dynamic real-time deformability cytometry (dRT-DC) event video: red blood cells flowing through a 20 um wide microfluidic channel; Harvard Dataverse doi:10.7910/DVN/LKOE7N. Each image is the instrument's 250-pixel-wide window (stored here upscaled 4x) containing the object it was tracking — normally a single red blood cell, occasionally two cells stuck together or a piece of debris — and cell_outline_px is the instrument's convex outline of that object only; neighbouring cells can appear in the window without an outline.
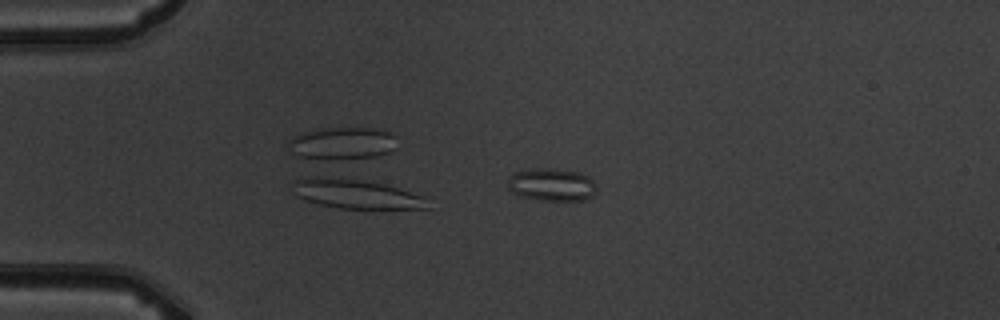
{"species": "common noctule bat (a hibernating species)", "species_latin": "Nyctalus noctula", "temperature_condition": "warm", "stored_images_in_passage": 6, "camera_frame_rate_fps": 3000, "um_per_image_px": 0.085, "animal": {"sex": "male", "body_mass_g": 19.5, "forearm_length_mm": 54.6}, "frame": {"image": 1, "passage_image": 5, "time_ms": 4.667, "image_size_px": [1000, 320], "cell_outline_px": [[432, 208], [340, 208], [320, 204], [304, 200], [296, 196], [292, 192], [292, 180], [308, 176], [316, 176], [360, 180], [384, 184], [428, 196]], "centroid_in_image_um": [30.27, 16.48], "position_along_channel_um": 54.7, "area_um2": 23.29}}